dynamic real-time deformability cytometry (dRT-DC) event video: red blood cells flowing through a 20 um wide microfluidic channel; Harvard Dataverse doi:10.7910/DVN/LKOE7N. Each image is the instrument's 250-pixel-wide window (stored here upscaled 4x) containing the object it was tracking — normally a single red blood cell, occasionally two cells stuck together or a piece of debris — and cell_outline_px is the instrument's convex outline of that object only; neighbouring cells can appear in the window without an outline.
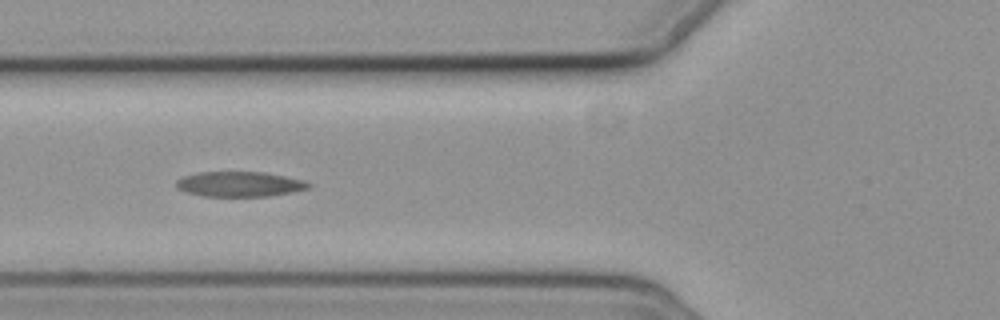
{"species": "common noctule bat (a hibernating species)", "species_latin": "Nyctalus noctula", "temperature_condition": "cold", "stored_images_in_passage": 7, "camera_frame_rate_fps": 3000, "um_per_image_px": 0.085, "animal": {"sex": "female", "body_mass_g": 19.3, "forearm_length_mm": 54.1}, "frame": {"image": 1, "passage_image": 5, "time_ms": 5.0, "image_size_px": [1000, 320], "cell_outline_px": [[312, 184], [308, 188], [268, 196], [200, 196], [184, 192], [176, 188], [176, 180], [184, 176], [200, 172], [264, 172], [304, 180]], "centroid_in_image_um": [20.3, 15.65], "position_along_channel_um": 105.5, "area_um2": 19.25}}
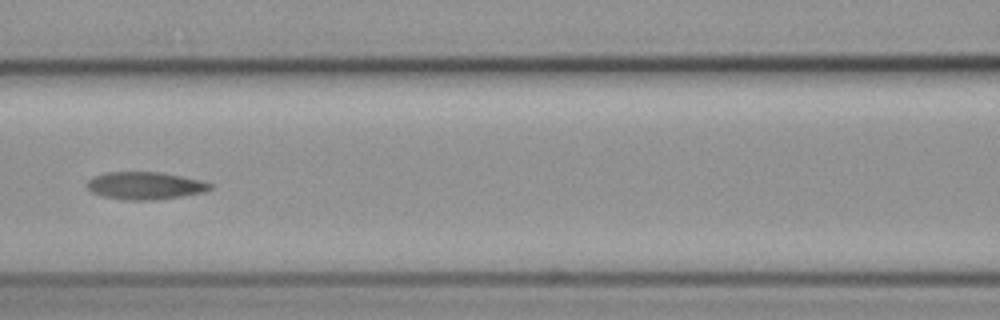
{"frame": {"image": 2, "passage_image": 6, "time_ms": 6.333, "image_size_px": [1000, 320], "cell_outline_px": [[212, 188], [204, 192], [184, 196], [152, 200], [124, 200], [104, 196], [92, 192], [84, 184], [92, 176], [108, 172], [160, 172], [200, 180], [212, 184]], "centroid_in_image_um": [12.31, 15.78], "position_along_channel_um": 154.3, "area_um2": 19.77}}
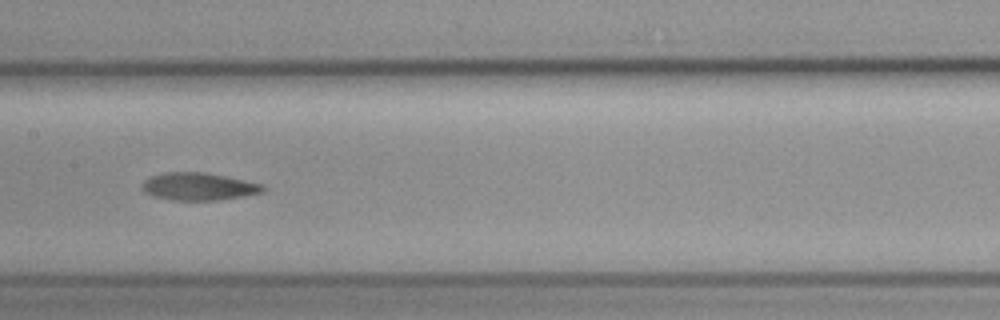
{"frame": {"image": 3, "passage_image": 7, "time_ms": 7.333, "image_size_px": [1000, 320], "cell_outline_px": [[264, 192], [244, 196], [220, 200], [172, 200], [152, 196], [144, 192], [140, 188], [144, 180], [148, 176], [168, 172], [204, 172], [264, 184]], "centroid_in_image_um": [16.85, 15.86], "position_along_channel_um": 190.6, "area_um2": 19.54}}